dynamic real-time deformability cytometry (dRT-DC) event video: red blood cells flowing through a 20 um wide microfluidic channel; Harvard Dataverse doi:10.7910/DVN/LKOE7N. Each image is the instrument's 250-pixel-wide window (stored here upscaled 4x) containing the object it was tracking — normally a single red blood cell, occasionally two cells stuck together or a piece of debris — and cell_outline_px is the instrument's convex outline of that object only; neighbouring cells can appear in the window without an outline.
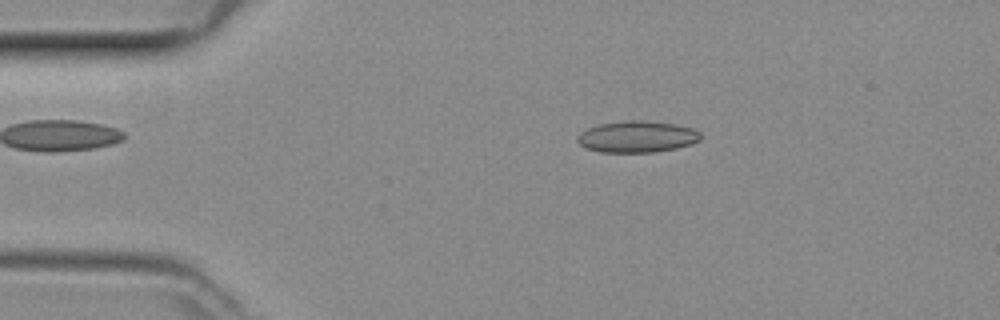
{"species": "common noctule bat (a hibernating species)", "species_latin": "Nyctalus noctula", "temperature_condition": "room temperature", "stored_images_in_passage": 47, "camera_frame_rate_fps": 3000, "um_per_image_px": 0.085, "animal": {"sex": "female", "body_mass_g": 29.2, "forearm_length_mm": 56.3}, "frame": {"image": 1, "passage_image": 8, "time_ms": 2.333, "image_size_px": [1000, 320], "cell_outline_px": [[700, 140], [676, 148], [652, 152], [600, 152], [588, 148], [580, 144], [576, 140], [576, 136], [580, 132], [588, 128], [600, 124], [624, 120], [640, 120], [676, 124], [692, 128], [700, 132]], "centroid_in_image_um": [54.12, 11.61], "position_along_channel_um": 30.9, "area_um2": 22.48}}
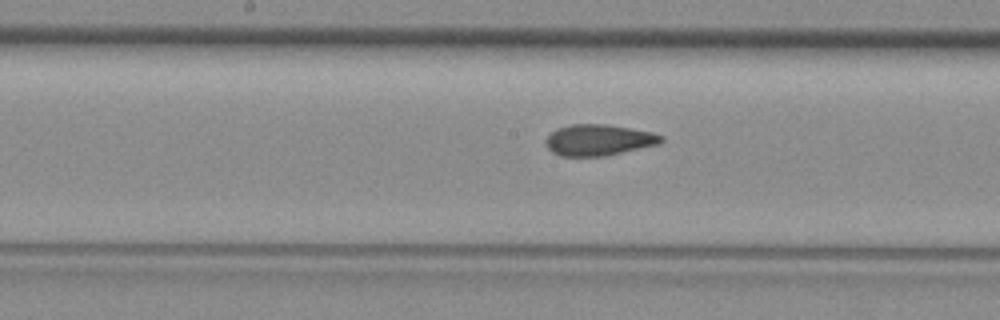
{"frame": {"image": 2, "passage_image": 23, "time_ms": 7.333, "image_size_px": [1000, 320], "cell_outline_px": [[664, 140], [660, 144], [608, 156], [560, 156], [552, 152], [544, 144], [544, 140], [556, 128], [572, 124], [604, 124], [652, 132], [664, 136]], "centroid_in_image_um": [50.89, 11.91], "position_along_channel_um": 197.3, "area_um2": 21.15}}
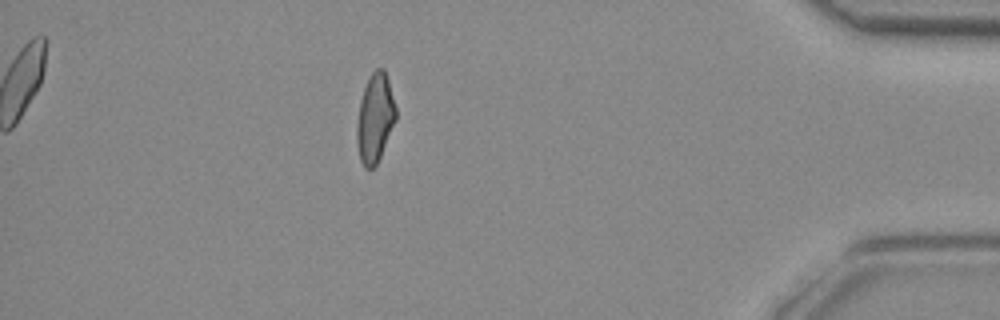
{"frame": {"image": 3, "passage_image": 41, "time_ms": 13.333, "image_size_px": [1000, 320], "cell_outline_px": [[396, 120], [380, 156], [376, 164], [372, 168], [364, 168], [360, 160], [356, 144], [356, 128], [360, 100], [364, 88], [372, 72], [376, 68], [384, 68], [388, 80], [396, 108]], "centroid_in_image_um": [31.86, 10.05], "position_along_channel_um": 403.3, "area_um2": 20.06}}